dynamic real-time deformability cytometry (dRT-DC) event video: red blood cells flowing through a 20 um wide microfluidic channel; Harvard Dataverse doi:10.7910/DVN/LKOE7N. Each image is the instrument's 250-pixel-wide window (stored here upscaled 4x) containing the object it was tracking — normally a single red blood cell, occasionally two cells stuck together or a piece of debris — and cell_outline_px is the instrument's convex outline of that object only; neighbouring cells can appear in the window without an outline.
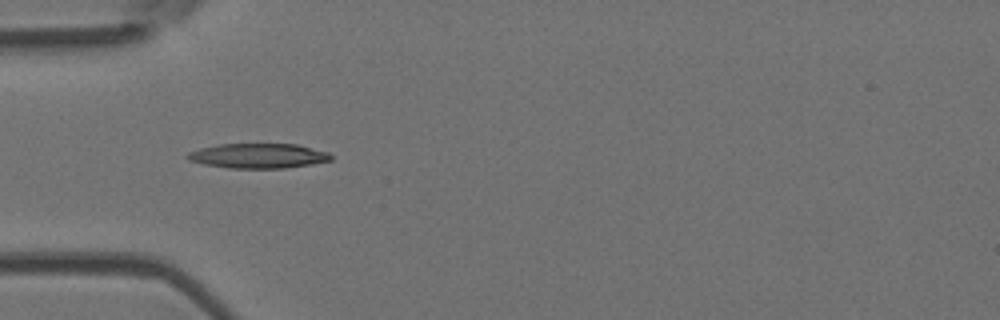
{"species": "Egyptian fruit bat (a non-hibernating species)", "species_latin": "Rousettus aegyptiacus", "temperature_condition": "room temperature", "stored_images_in_passage": 35, "camera_frame_rate_fps": 3000, "um_per_image_px": 0.085, "animal": {"sex": "female"}, "frame": {"image": 1, "passage_image": 1, "time_ms": 0.0, "image_size_px": [1000, 320], "cell_outline_px": [[332, 160], [312, 164], [284, 168], [228, 168], [204, 164], [188, 160], [184, 156], [188, 152], [200, 148], [220, 144], [296, 144], [328, 152], [332, 156]], "centroid_in_image_um": [21.93, 13.25], "position_along_channel_um": 63.1, "area_um2": 20.75}}
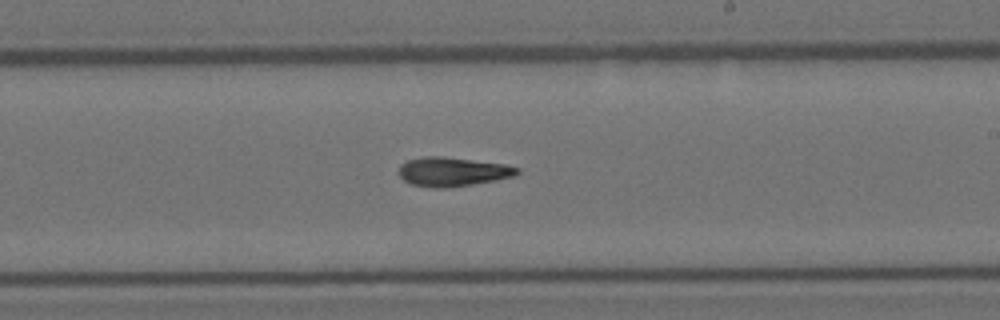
{"frame": {"image": 2, "passage_image": 15, "time_ms": 4.667, "image_size_px": [1000, 320], "cell_outline_px": [[520, 172], [512, 176], [496, 180], [472, 184], [444, 188], [436, 188], [412, 184], [404, 180], [396, 172], [400, 164], [408, 160], [424, 156], [440, 156], [504, 164], [520, 168]], "centroid_in_image_um": [38.42, 14.59], "position_along_channel_um": 250.6, "area_um2": 19.94}}
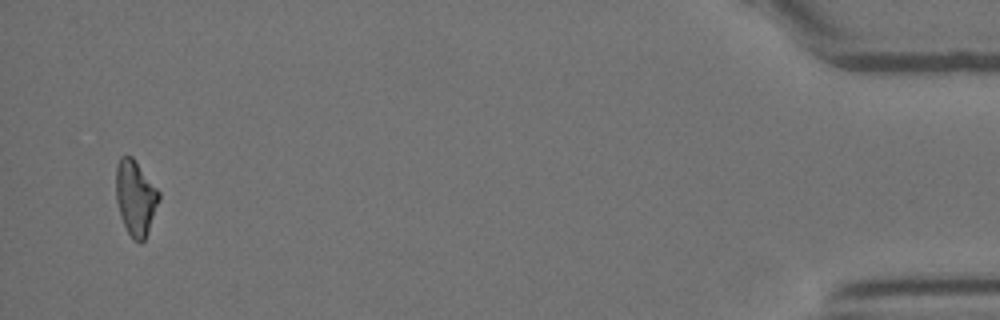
{"frame": {"image": 3, "passage_image": 34, "time_ms": 11.0, "image_size_px": [1000, 320], "cell_outline_px": [[160, 200], [148, 232], [144, 240], [140, 244], [128, 232], [120, 216], [116, 200], [116, 164], [120, 156], [132, 156], [160, 192]], "centroid_in_image_um": [11.52, 16.79], "position_along_channel_um": 423.7, "area_um2": 18.79}}